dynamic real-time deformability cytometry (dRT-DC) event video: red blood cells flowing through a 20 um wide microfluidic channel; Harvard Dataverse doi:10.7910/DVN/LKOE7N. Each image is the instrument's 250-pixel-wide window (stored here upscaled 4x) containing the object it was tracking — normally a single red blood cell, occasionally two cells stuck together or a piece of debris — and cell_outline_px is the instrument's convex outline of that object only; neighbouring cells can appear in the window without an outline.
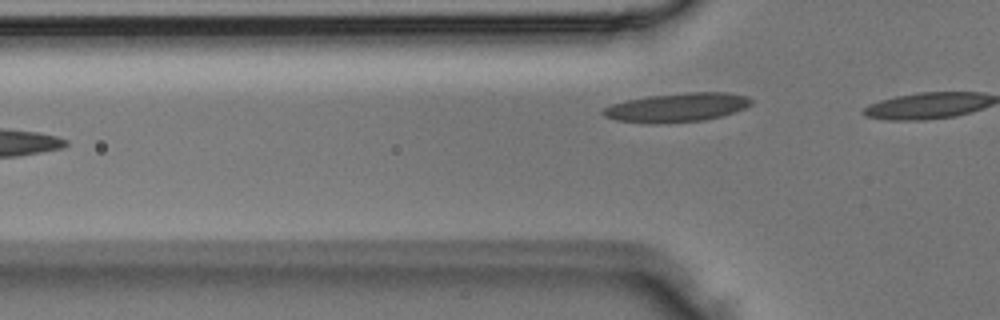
{"species": "Egyptian fruit bat (a non-hibernating species)", "species_latin": "Rousettus aegyptiacus", "temperature_condition": "room temperature", "stored_images_in_passage": 5, "camera_frame_rate_fps": 3000, "um_per_image_px": 0.085, "animal": {"sex": "male"}, "frame": {"image": 1, "passage_image": 3, "time_ms": 0.667, "image_size_px": [1000, 320], "cell_outline_px": [[752, 104], [744, 108], [720, 116], [704, 120], [668, 124], [648, 124], [616, 120], [604, 116], [600, 112], [604, 108], [612, 104], [624, 100], [648, 96], [684, 92], [724, 92], [748, 96], [752, 100]], "centroid_in_image_um": [57.5, 9.14], "position_along_channel_um": 68.3, "area_um2": 25.26}}